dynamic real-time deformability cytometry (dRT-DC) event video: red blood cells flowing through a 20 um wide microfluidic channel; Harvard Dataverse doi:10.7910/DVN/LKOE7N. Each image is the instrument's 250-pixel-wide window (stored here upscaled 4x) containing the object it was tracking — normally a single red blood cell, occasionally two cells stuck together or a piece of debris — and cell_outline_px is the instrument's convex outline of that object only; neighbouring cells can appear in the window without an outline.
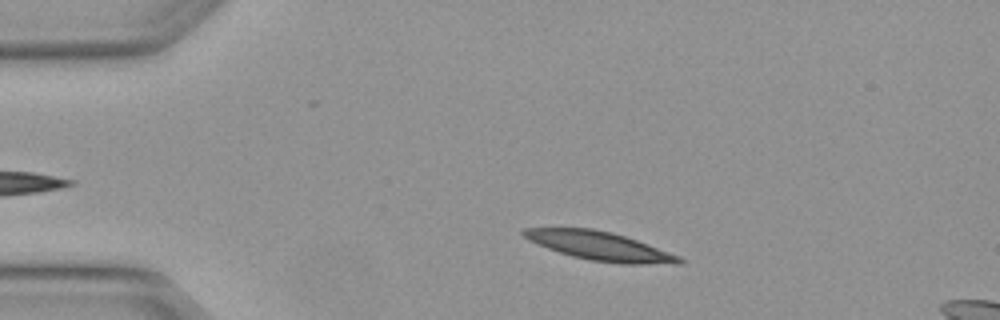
{"species": "Egyptian fruit bat (a non-hibernating species)", "species_latin": "Rousettus aegyptiacus", "temperature_condition": "warm", "stored_images_in_passage": 4, "camera_frame_rate_fps": 3000, "um_per_image_px": 0.085, "animal": {"sex": "female"}, "frame": {"image": 1, "passage_image": 3, "time_ms": 0.667, "image_size_px": [1000, 320], "cell_outline_px": [[684, 260], [680, 264], [620, 264], [588, 260], [572, 256], [548, 248], [528, 240], [520, 232], [524, 228], [592, 228], [612, 232], [636, 240], [680, 256]], "centroid_in_image_um": [50.98, 20.92], "position_along_channel_um": 34.0, "area_um2": 25.89}}